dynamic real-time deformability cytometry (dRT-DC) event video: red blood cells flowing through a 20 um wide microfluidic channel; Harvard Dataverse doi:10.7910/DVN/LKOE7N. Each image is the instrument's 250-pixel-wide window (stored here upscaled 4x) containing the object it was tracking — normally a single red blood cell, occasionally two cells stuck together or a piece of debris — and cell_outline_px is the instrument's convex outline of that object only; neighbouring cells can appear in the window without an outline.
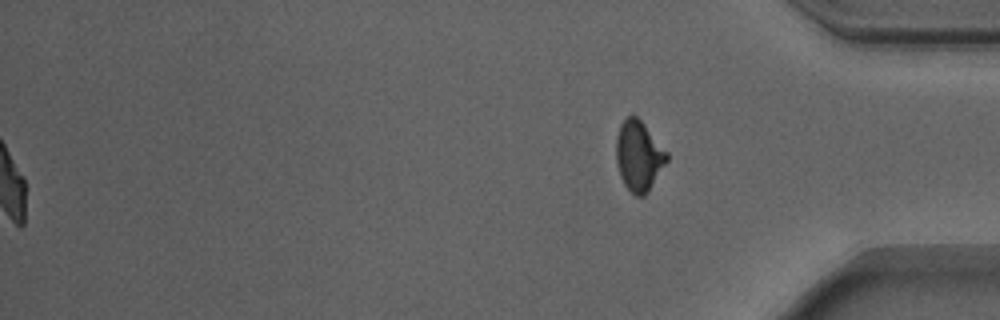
{"species": "Egyptian fruit bat (a non-hibernating species)", "species_latin": "Rousettus aegyptiacus", "temperature_condition": "warm", "stored_images_in_passage": 54, "segment_of_instrument_passage": [2, 2], "camera_frame_rate_fps": 3000, "um_per_image_px": 0.085, "animal": {"sex": "male"}, "frame": {"image": 1, "passage_image": 54, "time_ms": 17.667, "image_size_px": [1000, 320], "cell_outline_px": [[668, 160], [648, 192], [644, 196], [636, 196], [624, 184], [620, 176], [616, 160], [616, 136], [620, 124], [628, 116], [636, 116], [644, 124], [668, 152]], "centroid_in_image_um": [54.3, 13.25], "position_along_channel_um": 380.9, "area_um2": 20.63}}